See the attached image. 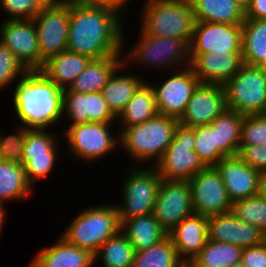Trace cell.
Returning a JSON list of instances; mask_svg holds the SVG:
<instances>
[{"label": "cell", "instance_id": "1", "mask_svg": "<svg viewBox=\"0 0 266 267\" xmlns=\"http://www.w3.org/2000/svg\"><path fill=\"white\" fill-rule=\"evenodd\" d=\"M122 16L109 6L71 0L67 51L92 60L123 56L128 40Z\"/></svg>", "mask_w": 266, "mask_h": 267}, {"label": "cell", "instance_id": "2", "mask_svg": "<svg viewBox=\"0 0 266 267\" xmlns=\"http://www.w3.org/2000/svg\"><path fill=\"white\" fill-rule=\"evenodd\" d=\"M12 108L19 125L51 129L63 120V90L41 70H29L13 88Z\"/></svg>", "mask_w": 266, "mask_h": 267}, {"label": "cell", "instance_id": "3", "mask_svg": "<svg viewBox=\"0 0 266 267\" xmlns=\"http://www.w3.org/2000/svg\"><path fill=\"white\" fill-rule=\"evenodd\" d=\"M179 119L158 114L144 123L128 126L119 133L120 150L134 163L154 166L172 142ZM148 163V164H147Z\"/></svg>", "mask_w": 266, "mask_h": 267}, {"label": "cell", "instance_id": "4", "mask_svg": "<svg viewBox=\"0 0 266 267\" xmlns=\"http://www.w3.org/2000/svg\"><path fill=\"white\" fill-rule=\"evenodd\" d=\"M138 41L130 51L123 49V63L132 67H144L155 71H174L190 66V45L178 38L156 37L139 28ZM125 50V51H124ZM125 53V54H124ZM132 64V66H131ZM135 64V65H134ZM157 68V69H156Z\"/></svg>", "mask_w": 266, "mask_h": 267}, {"label": "cell", "instance_id": "5", "mask_svg": "<svg viewBox=\"0 0 266 267\" xmlns=\"http://www.w3.org/2000/svg\"><path fill=\"white\" fill-rule=\"evenodd\" d=\"M120 231L121 223L115 203H103L81 209L60 236L94 255L108 239Z\"/></svg>", "mask_w": 266, "mask_h": 267}, {"label": "cell", "instance_id": "6", "mask_svg": "<svg viewBox=\"0 0 266 267\" xmlns=\"http://www.w3.org/2000/svg\"><path fill=\"white\" fill-rule=\"evenodd\" d=\"M144 2L141 4L142 11H139L142 20L139 23L146 34L178 38L190 45L196 23L190 0H144Z\"/></svg>", "mask_w": 266, "mask_h": 267}, {"label": "cell", "instance_id": "7", "mask_svg": "<svg viewBox=\"0 0 266 267\" xmlns=\"http://www.w3.org/2000/svg\"><path fill=\"white\" fill-rule=\"evenodd\" d=\"M126 178L122 181L121 203H115L120 223L133 217L153 213L162 178L155 166H128ZM122 199V200H121Z\"/></svg>", "mask_w": 266, "mask_h": 267}, {"label": "cell", "instance_id": "8", "mask_svg": "<svg viewBox=\"0 0 266 267\" xmlns=\"http://www.w3.org/2000/svg\"><path fill=\"white\" fill-rule=\"evenodd\" d=\"M115 124L90 122L64 126L62 139L65 137V145L69 154L74 156L72 158L95 164L120 149L119 132L113 131Z\"/></svg>", "mask_w": 266, "mask_h": 267}, {"label": "cell", "instance_id": "9", "mask_svg": "<svg viewBox=\"0 0 266 267\" xmlns=\"http://www.w3.org/2000/svg\"><path fill=\"white\" fill-rule=\"evenodd\" d=\"M224 88L227 109L244 116L265 114L266 74L257 66L243 64Z\"/></svg>", "mask_w": 266, "mask_h": 267}, {"label": "cell", "instance_id": "10", "mask_svg": "<svg viewBox=\"0 0 266 267\" xmlns=\"http://www.w3.org/2000/svg\"><path fill=\"white\" fill-rule=\"evenodd\" d=\"M195 127L178 123L172 142L154 165L162 179L186 180L206 166L194 151Z\"/></svg>", "mask_w": 266, "mask_h": 267}, {"label": "cell", "instance_id": "11", "mask_svg": "<svg viewBox=\"0 0 266 267\" xmlns=\"http://www.w3.org/2000/svg\"><path fill=\"white\" fill-rule=\"evenodd\" d=\"M58 135V136H57ZM59 134L47 129H28L23 145L22 164L28 183L35 188V183L48 178L54 171L60 155ZM59 147V148H58Z\"/></svg>", "mask_w": 266, "mask_h": 267}, {"label": "cell", "instance_id": "12", "mask_svg": "<svg viewBox=\"0 0 266 267\" xmlns=\"http://www.w3.org/2000/svg\"><path fill=\"white\" fill-rule=\"evenodd\" d=\"M167 74L170 75L162 78V83L158 82L159 86L153 81L148 82L154 90L158 113L180 119L200 81L191 66L169 71Z\"/></svg>", "mask_w": 266, "mask_h": 267}, {"label": "cell", "instance_id": "13", "mask_svg": "<svg viewBox=\"0 0 266 267\" xmlns=\"http://www.w3.org/2000/svg\"><path fill=\"white\" fill-rule=\"evenodd\" d=\"M188 181L194 213L210 217L232 211L233 202L215 166L205 167Z\"/></svg>", "mask_w": 266, "mask_h": 267}, {"label": "cell", "instance_id": "14", "mask_svg": "<svg viewBox=\"0 0 266 267\" xmlns=\"http://www.w3.org/2000/svg\"><path fill=\"white\" fill-rule=\"evenodd\" d=\"M70 2L61 7L41 8L33 18L40 49V69L53 56L67 50Z\"/></svg>", "mask_w": 266, "mask_h": 267}, {"label": "cell", "instance_id": "15", "mask_svg": "<svg viewBox=\"0 0 266 267\" xmlns=\"http://www.w3.org/2000/svg\"><path fill=\"white\" fill-rule=\"evenodd\" d=\"M194 213L189 181L162 179L153 215L169 233L184 218Z\"/></svg>", "mask_w": 266, "mask_h": 267}, {"label": "cell", "instance_id": "16", "mask_svg": "<svg viewBox=\"0 0 266 267\" xmlns=\"http://www.w3.org/2000/svg\"><path fill=\"white\" fill-rule=\"evenodd\" d=\"M0 41L28 70H40V49L33 19H4Z\"/></svg>", "mask_w": 266, "mask_h": 267}, {"label": "cell", "instance_id": "17", "mask_svg": "<svg viewBox=\"0 0 266 267\" xmlns=\"http://www.w3.org/2000/svg\"><path fill=\"white\" fill-rule=\"evenodd\" d=\"M242 52V25L196 22L190 53Z\"/></svg>", "mask_w": 266, "mask_h": 267}, {"label": "cell", "instance_id": "18", "mask_svg": "<svg viewBox=\"0 0 266 267\" xmlns=\"http://www.w3.org/2000/svg\"><path fill=\"white\" fill-rule=\"evenodd\" d=\"M63 121L65 125L117 123L116 116L108 108L101 92L81 93L71 90H63Z\"/></svg>", "mask_w": 266, "mask_h": 267}, {"label": "cell", "instance_id": "19", "mask_svg": "<svg viewBox=\"0 0 266 267\" xmlns=\"http://www.w3.org/2000/svg\"><path fill=\"white\" fill-rule=\"evenodd\" d=\"M226 109L224 85L199 83L179 123L188 127L207 125Z\"/></svg>", "mask_w": 266, "mask_h": 267}, {"label": "cell", "instance_id": "20", "mask_svg": "<svg viewBox=\"0 0 266 267\" xmlns=\"http://www.w3.org/2000/svg\"><path fill=\"white\" fill-rule=\"evenodd\" d=\"M208 239L234 244L241 248L256 246L266 241V233L258 226L237 218L232 211L208 217Z\"/></svg>", "mask_w": 266, "mask_h": 267}, {"label": "cell", "instance_id": "21", "mask_svg": "<svg viewBox=\"0 0 266 267\" xmlns=\"http://www.w3.org/2000/svg\"><path fill=\"white\" fill-rule=\"evenodd\" d=\"M242 65V52L190 53V66L200 83L224 85Z\"/></svg>", "mask_w": 266, "mask_h": 267}, {"label": "cell", "instance_id": "22", "mask_svg": "<svg viewBox=\"0 0 266 267\" xmlns=\"http://www.w3.org/2000/svg\"><path fill=\"white\" fill-rule=\"evenodd\" d=\"M215 167L232 202L257 195L260 171L244 163L238 155L224 157Z\"/></svg>", "mask_w": 266, "mask_h": 267}, {"label": "cell", "instance_id": "23", "mask_svg": "<svg viewBox=\"0 0 266 267\" xmlns=\"http://www.w3.org/2000/svg\"><path fill=\"white\" fill-rule=\"evenodd\" d=\"M207 229L208 217L193 213L168 233L178 257L186 266L205 246L208 239Z\"/></svg>", "mask_w": 266, "mask_h": 267}, {"label": "cell", "instance_id": "24", "mask_svg": "<svg viewBox=\"0 0 266 267\" xmlns=\"http://www.w3.org/2000/svg\"><path fill=\"white\" fill-rule=\"evenodd\" d=\"M58 238L52 245L39 248L26 267H94V257L88 250Z\"/></svg>", "mask_w": 266, "mask_h": 267}, {"label": "cell", "instance_id": "25", "mask_svg": "<svg viewBox=\"0 0 266 267\" xmlns=\"http://www.w3.org/2000/svg\"><path fill=\"white\" fill-rule=\"evenodd\" d=\"M125 69L126 65L122 63L101 90L108 108L116 117L134 96L139 86L145 81V77L143 78L142 74L139 76L135 70L133 73L124 72L123 70Z\"/></svg>", "mask_w": 266, "mask_h": 267}, {"label": "cell", "instance_id": "26", "mask_svg": "<svg viewBox=\"0 0 266 267\" xmlns=\"http://www.w3.org/2000/svg\"><path fill=\"white\" fill-rule=\"evenodd\" d=\"M158 114L154 90L146 77V80L139 86L134 96L116 117L117 123L120 122L116 127L118 128L117 131L120 133L124 128L144 123Z\"/></svg>", "mask_w": 266, "mask_h": 267}, {"label": "cell", "instance_id": "27", "mask_svg": "<svg viewBox=\"0 0 266 267\" xmlns=\"http://www.w3.org/2000/svg\"><path fill=\"white\" fill-rule=\"evenodd\" d=\"M89 57L64 51L48 59L40 69L60 89H68L91 61Z\"/></svg>", "mask_w": 266, "mask_h": 267}, {"label": "cell", "instance_id": "28", "mask_svg": "<svg viewBox=\"0 0 266 267\" xmlns=\"http://www.w3.org/2000/svg\"><path fill=\"white\" fill-rule=\"evenodd\" d=\"M122 57L109 56L91 60L71 86L65 90L81 93L101 92L114 71L123 63Z\"/></svg>", "mask_w": 266, "mask_h": 267}, {"label": "cell", "instance_id": "29", "mask_svg": "<svg viewBox=\"0 0 266 267\" xmlns=\"http://www.w3.org/2000/svg\"><path fill=\"white\" fill-rule=\"evenodd\" d=\"M121 232L129 239L135 252L154 246L168 235L153 213L125 220L121 224Z\"/></svg>", "mask_w": 266, "mask_h": 267}, {"label": "cell", "instance_id": "30", "mask_svg": "<svg viewBox=\"0 0 266 267\" xmlns=\"http://www.w3.org/2000/svg\"><path fill=\"white\" fill-rule=\"evenodd\" d=\"M196 22L242 25L245 12L234 0H190Z\"/></svg>", "mask_w": 266, "mask_h": 267}, {"label": "cell", "instance_id": "31", "mask_svg": "<svg viewBox=\"0 0 266 267\" xmlns=\"http://www.w3.org/2000/svg\"><path fill=\"white\" fill-rule=\"evenodd\" d=\"M34 194L28 183L23 164L0 160V203L20 202ZM11 201V202H10Z\"/></svg>", "mask_w": 266, "mask_h": 267}, {"label": "cell", "instance_id": "32", "mask_svg": "<svg viewBox=\"0 0 266 267\" xmlns=\"http://www.w3.org/2000/svg\"><path fill=\"white\" fill-rule=\"evenodd\" d=\"M244 115L226 109L210 124L216 128L217 148L227 157L238 155Z\"/></svg>", "mask_w": 266, "mask_h": 267}, {"label": "cell", "instance_id": "33", "mask_svg": "<svg viewBox=\"0 0 266 267\" xmlns=\"http://www.w3.org/2000/svg\"><path fill=\"white\" fill-rule=\"evenodd\" d=\"M243 248L207 239L203 249L187 267H232L241 261Z\"/></svg>", "mask_w": 266, "mask_h": 267}, {"label": "cell", "instance_id": "34", "mask_svg": "<svg viewBox=\"0 0 266 267\" xmlns=\"http://www.w3.org/2000/svg\"><path fill=\"white\" fill-rule=\"evenodd\" d=\"M266 56V20L245 19L242 23L243 64L256 66Z\"/></svg>", "mask_w": 266, "mask_h": 267}, {"label": "cell", "instance_id": "35", "mask_svg": "<svg viewBox=\"0 0 266 267\" xmlns=\"http://www.w3.org/2000/svg\"><path fill=\"white\" fill-rule=\"evenodd\" d=\"M132 267H187L178 257L172 239L167 235L154 246L136 251Z\"/></svg>", "mask_w": 266, "mask_h": 267}, {"label": "cell", "instance_id": "36", "mask_svg": "<svg viewBox=\"0 0 266 267\" xmlns=\"http://www.w3.org/2000/svg\"><path fill=\"white\" fill-rule=\"evenodd\" d=\"M134 254L135 250L129 239L120 231L93 255L94 265L100 261L103 267H132Z\"/></svg>", "mask_w": 266, "mask_h": 267}, {"label": "cell", "instance_id": "37", "mask_svg": "<svg viewBox=\"0 0 266 267\" xmlns=\"http://www.w3.org/2000/svg\"><path fill=\"white\" fill-rule=\"evenodd\" d=\"M194 144V151L206 167L215 166L226 157L217 148L216 128L211 124L195 127Z\"/></svg>", "mask_w": 266, "mask_h": 267}, {"label": "cell", "instance_id": "38", "mask_svg": "<svg viewBox=\"0 0 266 267\" xmlns=\"http://www.w3.org/2000/svg\"><path fill=\"white\" fill-rule=\"evenodd\" d=\"M232 213L241 221L258 226L266 233V198L255 195L233 202Z\"/></svg>", "mask_w": 266, "mask_h": 267}, {"label": "cell", "instance_id": "39", "mask_svg": "<svg viewBox=\"0 0 266 267\" xmlns=\"http://www.w3.org/2000/svg\"><path fill=\"white\" fill-rule=\"evenodd\" d=\"M28 71L15 54L0 41V92L12 85L14 87V82H18Z\"/></svg>", "mask_w": 266, "mask_h": 267}, {"label": "cell", "instance_id": "40", "mask_svg": "<svg viewBox=\"0 0 266 267\" xmlns=\"http://www.w3.org/2000/svg\"><path fill=\"white\" fill-rule=\"evenodd\" d=\"M16 129L15 133L9 135L0 131V160L22 164L23 145L28 128L18 125Z\"/></svg>", "mask_w": 266, "mask_h": 267}, {"label": "cell", "instance_id": "41", "mask_svg": "<svg viewBox=\"0 0 266 267\" xmlns=\"http://www.w3.org/2000/svg\"><path fill=\"white\" fill-rule=\"evenodd\" d=\"M266 143V114L245 115L241 126L240 145Z\"/></svg>", "mask_w": 266, "mask_h": 267}, {"label": "cell", "instance_id": "42", "mask_svg": "<svg viewBox=\"0 0 266 267\" xmlns=\"http://www.w3.org/2000/svg\"><path fill=\"white\" fill-rule=\"evenodd\" d=\"M0 10L6 13L7 20L33 19L41 8L36 0H0Z\"/></svg>", "mask_w": 266, "mask_h": 267}, {"label": "cell", "instance_id": "43", "mask_svg": "<svg viewBox=\"0 0 266 267\" xmlns=\"http://www.w3.org/2000/svg\"><path fill=\"white\" fill-rule=\"evenodd\" d=\"M238 156L251 168L260 172L266 171V143L263 145H240Z\"/></svg>", "mask_w": 266, "mask_h": 267}, {"label": "cell", "instance_id": "44", "mask_svg": "<svg viewBox=\"0 0 266 267\" xmlns=\"http://www.w3.org/2000/svg\"><path fill=\"white\" fill-rule=\"evenodd\" d=\"M241 261L246 267H266V241L243 248Z\"/></svg>", "mask_w": 266, "mask_h": 267}, {"label": "cell", "instance_id": "45", "mask_svg": "<svg viewBox=\"0 0 266 267\" xmlns=\"http://www.w3.org/2000/svg\"><path fill=\"white\" fill-rule=\"evenodd\" d=\"M245 19L266 20V0H252L245 11Z\"/></svg>", "mask_w": 266, "mask_h": 267}, {"label": "cell", "instance_id": "46", "mask_svg": "<svg viewBox=\"0 0 266 267\" xmlns=\"http://www.w3.org/2000/svg\"><path fill=\"white\" fill-rule=\"evenodd\" d=\"M85 1L93 4L112 7L116 9L118 12H120L122 15H124L125 11L127 10L126 7L130 6L131 4L130 2L133 0H85Z\"/></svg>", "mask_w": 266, "mask_h": 267}, {"label": "cell", "instance_id": "47", "mask_svg": "<svg viewBox=\"0 0 266 267\" xmlns=\"http://www.w3.org/2000/svg\"><path fill=\"white\" fill-rule=\"evenodd\" d=\"M71 0H36L40 8L61 7L69 3Z\"/></svg>", "mask_w": 266, "mask_h": 267}, {"label": "cell", "instance_id": "48", "mask_svg": "<svg viewBox=\"0 0 266 267\" xmlns=\"http://www.w3.org/2000/svg\"><path fill=\"white\" fill-rule=\"evenodd\" d=\"M257 195L266 198V171H261L258 180Z\"/></svg>", "mask_w": 266, "mask_h": 267}, {"label": "cell", "instance_id": "49", "mask_svg": "<svg viewBox=\"0 0 266 267\" xmlns=\"http://www.w3.org/2000/svg\"><path fill=\"white\" fill-rule=\"evenodd\" d=\"M7 208L0 203V237H2L3 226H5V220L7 217Z\"/></svg>", "mask_w": 266, "mask_h": 267}, {"label": "cell", "instance_id": "50", "mask_svg": "<svg viewBox=\"0 0 266 267\" xmlns=\"http://www.w3.org/2000/svg\"><path fill=\"white\" fill-rule=\"evenodd\" d=\"M238 6L245 12L250 6L252 0H234Z\"/></svg>", "mask_w": 266, "mask_h": 267}, {"label": "cell", "instance_id": "51", "mask_svg": "<svg viewBox=\"0 0 266 267\" xmlns=\"http://www.w3.org/2000/svg\"><path fill=\"white\" fill-rule=\"evenodd\" d=\"M256 66L266 74V56Z\"/></svg>", "mask_w": 266, "mask_h": 267}, {"label": "cell", "instance_id": "52", "mask_svg": "<svg viewBox=\"0 0 266 267\" xmlns=\"http://www.w3.org/2000/svg\"><path fill=\"white\" fill-rule=\"evenodd\" d=\"M232 267H246V266L242 261H240V262L234 264Z\"/></svg>", "mask_w": 266, "mask_h": 267}]
</instances>
